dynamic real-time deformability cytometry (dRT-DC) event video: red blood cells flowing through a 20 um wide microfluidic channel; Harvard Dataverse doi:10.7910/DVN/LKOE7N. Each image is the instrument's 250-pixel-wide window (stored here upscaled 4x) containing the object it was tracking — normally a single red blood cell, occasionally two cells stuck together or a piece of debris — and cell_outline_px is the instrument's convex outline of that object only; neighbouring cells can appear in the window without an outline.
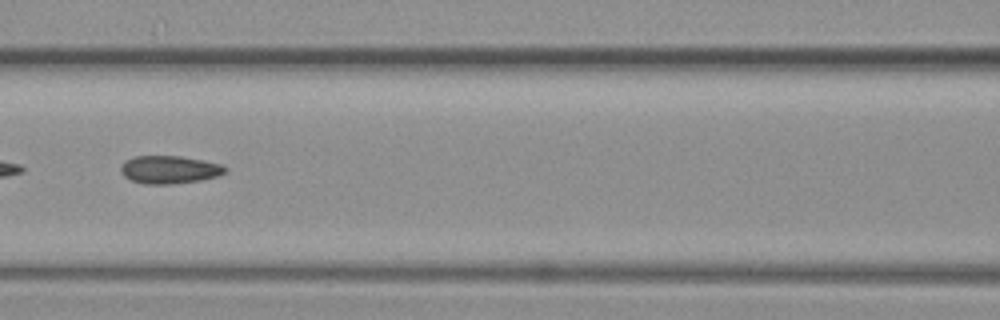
{"species": "common noctule bat (a hibernating species)", "species_latin": "Nyctalus noctula", "temperature_condition": "warm", "stored_images_in_passage": 8, "segment_of_instrument_passage": [2, 2], "camera_frame_rate_fps": 3000, "um_per_image_px": 0.085, "animal": {"sex": "female", "body_mass_g": 19.3, "forearm_length_mm": 54.1}, "frame": {"image": 1, "passage_image": 5, "time_ms": 1.333, "image_size_px": [1000, 320], "cell_outline_px": [[228, 168], [224, 172], [216, 176], [200, 180], [172, 184], [144, 184], [132, 180], [124, 176], [120, 168], [124, 160], [136, 156], [180, 156], [204, 160], [220, 164]], "centroid_in_image_um": [14.38, 14.41], "position_along_channel_um": 152.2, "area_um2": 16.88}}
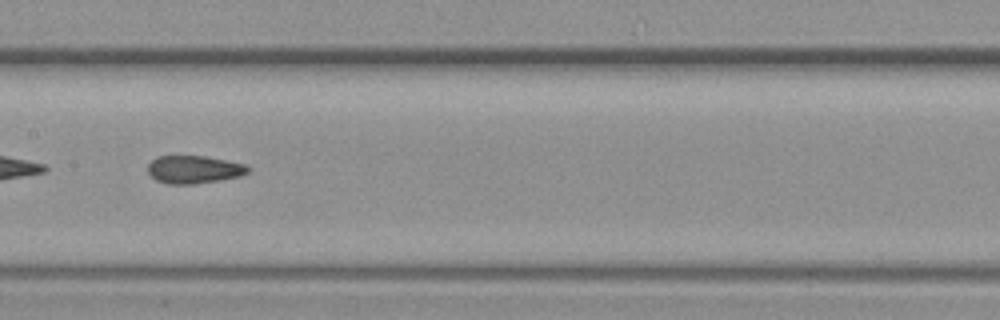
{"frame": {"image": 2, "passage_image": 6, "time_ms": 1.667, "image_size_px": [1000, 320], "cell_outline_px": [[248, 172], [240, 176], [220, 180], [192, 184], [168, 184], [156, 180], [148, 172], [148, 164], [156, 156], [204, 156], [244, 164], [248, 168]], "centroid_in_image_um": [16.44, 14.41], "position_along_channel_um": 191.0, "area_um2": 16.07}}
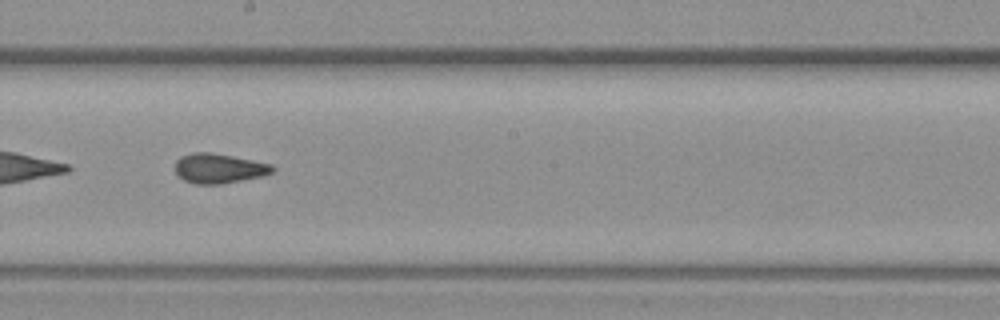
{"frame": {"image": 3, "passage_image": 7, "time_ms": 2.0, "image_size_px": [1000, 320], "cell_outline_px": [[276, 168], [272, 172], [264, 176], [220, 184], [196, 184], [184, 180], [176, 172], [176, 160], [180, 156], [196, 152], [208, 152], [232, 156], [272, 164]], "centroid_in_image_um": [18.63, 14.31], "position_along_channel_um": 229.6, "area_um2": 16.76}}